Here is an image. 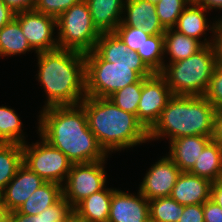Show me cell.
<instances>
[{
    "label": "cell",
    "instance_id": "d590c367",
    "mask_svg": "<svg viewBox=\"0 0 222 222\" xmlns=\"http://www.w3.org/2000/svg\"><path fill=\"white\" fill-rule=\"evenodd\" d=\"M204 222H222V208L211 199L203 203Z\"/></svg>",
    "mask_w": 222,
    "mask_h": 222
},
{
    "label": "cell",
    "instance_id": "d6a6232c",
    "mask_svg": "<svg viewBox=\"0 0 222 222\" xmlns=\"http://www.w3.org/2000/svg\"><path fill=\"white\" fill-rule=\"evenodd\" d=\"M204 97L215 107L222 109V66H216Z\"/></svg>",
    "mask_w": 222,
    "mask_h": 222
},
{
    "label": "cell",
    "instance_id": "8fae6325",
    "mask_svg": "<svg viewBox=\"0 0 222 222\" xmlns=\"http://www.w3.org/2000/svg\"><path fill=\"white\" fill-rule=\"evenodd\" d=\"M20 24L23 35L36 53L58 49V40L53 37L57 19L36 10L19 12L14 17Z\"/></svg>",
    "mask_w": 222,
    "mask_h": 222
},
{
    "label": "cell",
    "instance_id": "484cf974",
    "mask_svg": "<svg viewBox=\"0 0 222 222\" xmlns=\"http://www.w3.org/2000/svg\"><path fill=\"white\" fill-rule=\"evenodd\" d=\"M22 122L18 114L8 107H0V142L2 143H18L23 145L26 143L22 132Z\"/></svg>",
    "mask_w": 222,
    "mask_h": 222
},
{
    "label": "cell",
    "instance_id": "9c48e42d",
    "mask_svg": "<svg viewBox=\"0 0 222 222\" xmlns=\"http://www.w3.org/2000/svg\"><path fill=\"white\" fill-rule=\"evenodd\" d=\"M73 164L64 186L63 197L74 208L84 198L105 188L106 172L104 162Z\"/></svg>",
    "mask_w": 222,
    "mask_h": 222
},
{
    "label": "cell",
    "instance_id": "603a6c76",
    "mask_svg": "<svg viewBox=\"0 0 222 222\" xmlns=\"http://www.w3.org/2000/svg\"><path fill=\"white\" fill-rule=\"evenodd\" d=\"M207 10L195 3H190L178 18L175 30L199 41L206 30L214 31V25L209 27L205 16Z\"/></svg>",
    "mask_w": 222,
    "mask_h": 222
},
{
    "label": "cell",
    "instance_id": "74e56055",
    "mask_svg": "<svg viewBox=\"0 0 222 222\" xmlns=\"http://www.w3.org/2000/svg\"><path fill=\"white\" fill-rule=\"evenodd\" d=\"M15 14L35 10V0H2Z\"/></svg>",
    "mask_w": 222,
    "mask_h": 222
},
{
    "label": "cell",
    "instance_id": "4dcf8cb0",
    "mask_svg": "<svg viewBox=\"0 0 222 222\" xmlns=\"http://www.w3.org/2000/svg\"><path fill=\"white\" fill-rule=\"evenodd\" d=\"M114 33L126 44L129 50L137 52L143 61V45L150 36L142 28L125 26L122 22Z\"/></svg>",
    "mask_w": 222,
    "mask_h": 222
},
{
    "label": "cell",
    "instance_id": "44dd1931",
    "mask_svg": "<svg viewBox=\"0 0 222 222\" xmlns=\"http://www.w3.org/2000/svg\"><path fill=\"white\" fill-rule=\"evenodd\" d=\"M114 189L100 190L80 201L73 209L86 222H107Z\"/></svg>",
    "mask_w": 222,
    "mask_h": 222
},
{
    "label": "cell",
    "instance_id": "ba28073f",
    "mask_svg": "<svg viewBox=\"0 0 222 222\" xmlns=\"http://www.w3.org/2000/svg\"><path fill=\"white\" fill-rule=\"evenodd\" d=\"M41 142L22 145L23 164L37 173L44 181L63 186L72 167V162L59 149L51 146L42 137Z\"/></svg>",
    "mask_w": 222,
    "mask_h": 222
},
{
    "label": "cell",
    "instance_id": "9a60e30c",
    "mask_svg": "<svg viewBox=\"0 0 222 222\" xmlns=\"http://www.w3.org/2000/svg\"><path fill=\"white\" fill-rule=\"evenodd\" d=\"M211 181L189 172H181L170 197L180 205L203 204L210 199Z\"/></svg>",
    "mask_w": 222,
    "mask_h": 222
},
{
    "label": "cell",
    "instance_id": "2e32d148",
    "mask_svg": "<svg viewBox=\"0 0 222 222\" xmlns=\"http://www.w3.org/2000/svg\"><path fill=\"white\" fill-rule=\"evenodd\" d=\"M124 12L126 18H122L125 26L142 28L150 35L164 34L166 29L162 26L156 13L155 4L145 0H125Z\"/></svg>",
    "mask_w": 222,
    "mask_h": 222
},
{
    "label": "cell",
    "instance_id": "7c38bea8",
    "mask_svg": "<svg viewBox=\"0 0 222 222\" xmlns=\"http://www.w3.org/2000/svg\"><path fill=\"white\" fill-rule=\"evenodd\" d=\"M181 172L169 156L161 158L150 167L138 191L149 201L170 196Z\"/></svg>",
    "mask_w": 222,
    "mask_h": 222
},
{
    "label": "cell",
    "instance_id": "ffe728a7",
    "mask_svg": "<svg viewBox=\"0 0 222 222\" xmlns=\"http://www.w3.org/2000/svg\"><path fill=\"white\" fill-rule=\"evenodd\" d=\"M198 41L194 38L188 37L182 33L177 32L174 28L166 29L164 33V52L170 55V63L184 60L191 55L197 53L206 45H211L213 42Z\"/></svg>",
    "mask_w": 222,
    "mask_h": 222
},
{
    "label": "cell",
    "instance_id": "8d00e7d4",
    "mask_svg": "<svg viewBox=\"0 0 222 222\" xmlns=\"http://www.w3.org/2000/svg\"><path fill=\"white\" fill-rule=\"evenodd\" d=\"M214 24V39L212 46L215 51L216 64L222 66V19L216 21Z\"/></svg>",
    "mask_w": 222,
    "mask_h": 222
},
{
    "label": "cell",
    "instance_id": "7bdbcfd3",
    "mask_svg": "<svg viewBox=\"0 0 222 222\" xmlns=\"http://www.w3.org/2000/svg\"><path fill=\"white\" fill-rule=\"evenodd\" d=\"M198 6L205 8L207 11L214 9H222V0H191Z\"/></svg>",
    "mask_w": 222,
    "mask_h": 222
},
{
    "label": "cell",
    "instance_id": "7dc6e473",
    "mask_svg": "<svg viewBox=\"0 0 222 222\" xmlns=\"http://www.w3.org/2000/svg\"><path fill=\"white\" fill-rule=\"evenodd\" d=\"M2 194H1V191H0V205H3L2 204V196H1Z\"/></svg>",
    "mask_w": 222,
    "mask_h": 222
},
{
    "label": "cell",
    "instance_id": "8992f818",
    "mask_svg": "<svg viewBox=\"0 0 222 222\" xmlns=\"http://www.w3.org/2000/svg\"><path fill=\"white\" fill-rule=\"evenodd\" d=\"M216 66L211 44L184 60L167 64L160 74L173 95L204 96Z\"/></svg>",
    "mask_w": 222,
    "mask_h": 222
},
{
    "label": "cell",
    "instance_id": "f35d334b",
    "mask_svg": "<svg viewBox=\"0 0 222 222\" xmlns=\"http://www.w3.org/2000/svg\"><path fill=\"white\" fill-rule=\"evenodd\" d=\"M9 222H45L44 210L37 215H24L17 210L9 213Z\"/></svg>",
    "mask_w": 222,
    "mask_h": 222
},
{
    "label": "cell",
    "instance_id": "4fadbf2b",
    "mask_svg": "<svg viewBox=\"0 0 222 222\" xmlns=\"http://www.w3.org/2000/svg\"><path fill=\"white\" fill-rule=\"evenodd\" d=\"M107 222H150L149 200L115 189Z\"/></svg>",
    "mask_w": 222,
    "mask_h": 222
},
{
    "label": "cell",
    "instance_id": "60d3db41",
    "mask_svg": "<svg viewBox=\"0 0 222 222\" xmlns=\"http://www.w3.org/2000/svg\"><path fill=\"white\" fill-rule=\"evenodd\" d=\"M213 139L222 146V109L217 110L215 113Z\"/></svg>",
    "mask_w": 222,
    "mask_h": 222
},
{
    "label": "cell",
    "instance_id": "d6986e66",
    "mask_svg": "<svg viewBox=\"0 0 222 222\" xmlns=\"http://www.w3.org/2000/svg\"><path fill=\"white\" fill-rule=\"evenodd\" d=\"M189 173L213 183L222 181V146L212 139L196 159Z\"/></svg>",
    "mask_w": 222,
    "mask_h": 222
},
{
    "label": "cell",
    "instance_id": "52a82bcc",
    "mask_svg": "<svg viewBox=\"0 0 222 222\" xmlns=\"http://www.w3.org/2000/svg\"><path fill=\"white\" fill-rule=\"evenodd\" d=\"M58 47L83 54L93 51L102 34L94 25L89 6L80 0L57 18Z\"/></svg>",
    "mask_w": 222,
    "mask_h": 222
},
{
    "label": "cell",
    "instance_id": "cb8c5ba5",
    "mask_svg": "<svg viewBox=\"0 0 222 222\" xmlns=\"http://www.w3.org/2000/svg\"><path fill=\"white\" fill-rule=\"evenodd\" d=\"M31 50L33 49L15 18L0 29V56L25 54Z\"/></svg>",
    "mask_w": 222,
    "mask_h": 222
},
{
    "label": "cell",
    "instance_id": "ee69618b",
    "mask_svg": "<svg viewBox=\"0 0 222 222\" xmlns=\"http://www.w3.org/2000/svg\"><path fill=\"white\" fill-rule=\"evenodd\" d=\"M63 222H86V220L73 209Z\"/></svg>",
    "mask_w": 222,
    "mask_h": 222
},
{
    "label": "cell",
    "instance_id": "bcb514c9",
    "mask_svg": "<svg viewBox=\"0 0 222 222\" xmlns=\"http://www.w3.org/2000/svg\"><path fill=\"white\" fill-rule=\"evenodd\" d=\"M145 1H148V2L156 5L160 0H145Z\"/></svg>",
    "mask_w": 222,
    "mask_h": 222
},
{
    "label": "cell",
    "instance_id": "ac0fdd59",
    "mask_svg": "<svg viewBox=\"0 0 222 222\" xmlns=\"http://www.w3.org/2000/svg\"><path fill=\"white\" fill-rule=\"evenodd\" d=\"M94 25L101 33L114 32L121 23L124 0H85ZM122 16V17H121Z\"/></svg>",
    "mask_w": 222,
    "mask_h": 222
},
{
    "label": "cell",
    "instance_id": "7a4b0ae2",
    "mask_svg": "<svg viewBox=\"0 0 222 222\" xmlns=\"http://www.w3.org/2000/svg\"><path fill=\"white\" fill-rule=\"evenodd\" d=\"M39 118L40 137L61 150L72 164L106 159L107 153L89 129L86 113L80 104L43 108Z\"/></svg>",
    "mask_w": 222,
    "mask_h": 222
},
{
    "label": "cell",
    "instance_id": "83f0119b",
    "mask_svg": "<svg viewBox=\"0 0 222 222\" xmlns=\"http://www.w3.org/2000/svg\"><path fill=\"white\" fill-rule=\"evenodd\" d=\"M164 34L150 35L143 45V62L153 73H161L166 66L164 56Z\"/></svg>",
    "mask_w": 222,
    "mask_h": 222
},
{
    "label": "cell",
    "instance_id": "f1b7e54d",
    "mask_svg": "<svg viewBox=\"0 0 222 222\" xmlns=\"http://www.w3.org/2000/svg\"><path fill=\"white\" fill-rule=\"evenodd\" d=\"M142 91V78L133 84L127 85L108 97L117 107L130 112L137 117V109Z\"/></svg>",
    "mask_w": 222,
    "mask_h": 222
},
{
    "label": "cell",
    "instance_id": "4316f807",
    "mask_svg": "<svg viewBox=\"0 0 222 222\" xmlns=\"http://www.w3.org/2000/svg\"><path fill=\"white\" fill-rule=\"evenodd\" d=\"M183 211L184 205L170 196L149 201L150 222H178Z\"/></svg>",
    "mask_w": 222,
    "mask_h": 222
},
{
    "label": "cell",
    "instance_id": "30bf717a",
    "mask_svg": "<svg viewBox=\"0 0 222 222\" xmlns=\"http://www.w3.org/2000/svg\"><path fill=\"white\" fill-rule=\"evenodd\" d=\"M173 96L166 79L160 73L142 78V91L137 109V119L149 131Z\"/></svg>",
    "mask_w": 222,
    "mask_h": 222
},
{
    "label": "cell",
    "instance_id": "f6af8a7d",
    "mask_svg": "<svg viewBox=\"0 0 222 222\" xmlns=\"http://www.w3.org/2000/svg\"><path fill=\"white\" fill-rule=\"evenodd\" d=\"M9 213L4 205H0V222H9Z\"/></svg>",
    "mask_w": 222,
    "mask_h": 222
},
{
    "label": "cell",
    "instance_id": "f546056e",
    "mask_svg": "<svg viewBox=\"0 0 222 222\" xmlns=\"http://www.w3.org/2000/svg\"><path fill=\"white\" fill-rule=\"evenodd\" d=\"M191 0H160L156 5V13L165 29L175 28L178 18Z\"/></svg>",
    "mask_w": 222,
    "mask_h": 222
},
{
    "label": "cell",
    "instance_id": "6da1fadb",
    "mask_svg": "<svg viewBox=\"0 0 222 222\" xmlns=\"http://www.w3.org/2000/svg\"><path fill=\"white\" fill-rule=\"evenodd\" d=\"M154 73L137 52L114 33H102L93 51L85 54L86 96L108 98L127 85Z\"/></svg>",
    "mask_w": 222,
    "mask_h": 222
},
{
    "label": "cell",
    "instance_id": "836d02e7",
    "mask_svg": "<svg viewBox=\"0 0 222 222\" xmlns=\"http://www.w3.org/2000/svg\"><path fill=\"white\" fill-rule=\"evenodd\" d=\"M73 207L62 196L56 203L44 210L45 222H63Z\"/></svg>",
    "mask_w": 222,
    "mask_h": 222
},
{
    "label": "cell",
    "instance_id": "d4e9b609",
    "mask_svg": "<svg viewBox=\"0 0 222 222\" xmlns=\"http://www.w3.org/2000/svg\"><path fill=\"white\" fill-rule=\"evenodd\" d=\"M22 164V145L0 142V191L13 179Z\"/></svg>",
    "mask_w": 222,
    "mask_h": 222
},
{
    "label": "cell",
    "instance_id": "5b68a950",
    "mask_svg": "<svg viewBox=\"0 0 222 222\" xmlns=\"http://www.w3.org/2000/svg\"><path fill=\"white\" fill-rule=\"evenodd\" d=\"M215 113V107L204 96L173 95L148 131V139L214 136Z\"/></svg>",
    "mask_w": 222,
    "mask_h": 222
},
{
    "label": "cell",
    "instance_id": "7402d4cb",
    "mask_svg": "<svg viewBox=\"0 0 222 222\" xmlns=\"http://www.w3.org/2000/svg\"><path fill=\"white\" fill-rule=\"evenodd\" d=\"M63 196L62 185L45 182L18 208L24 215H37L52 206Z\"/></svg>",
    "mask_w": 222,
    "mask_h": 222
},
{
    "label": "cell",
    "instance_id": "e0dca14e",
    "mask_svg": "<svg viewBox=\"0 0 222 222\" xmlns=\"http://www.w3.org/2000/svg\"><path fill=\"white\" fill-rule=\"evenodd\" d=\"M213 136H184L170 141L169 158L182 172H189Z\"/></svg>",
    "mask_w": 222,
    "mask_h": 222
},
{
    "label": "cell",
    "instance_id": "277c9868",
    "mask_svg": "<svg viewBox=\"0 0 222 222\" xmlns=\"http://www.w3.org/2000/svg\"><path fill=\"white\" fill-rule=\"evenodd\" d=\"M80 105L86 113L89 129L107 154L149 140L148 131L136 115L120 109L110 99L86 96Z\"/></svg>",
    "mask_w": 222,
    "mask_h": 222
},
{
    "label": "cell",
    "instance_id": "ab89813d",
    "mask_svg": "<svg viewBox=\"0 0 222 222\" xmlns=\"http://www.w3.org/2000/svg\"><path fill=\"white\" fill-rule=\"evenodd\" d=\"M15 17V13L0 0V29Z\"/></svg>",
    "mask_w": 222,
    "mask_h": 222
},
{
    "label": "cell",
    "instance_id": "3957f363",
    "mask_svg": "<svg viewBox=\"0 0 222 222\" xmlns=\"http://www.w3.org/2000/svg\"><path fill=\"white\" fill-rule=\"evenodd\" d=\"M37 56V77L47 95L44 108L79 105L86 97L85 54L58 48Z\"/></svg>",
    "mask_w": 222,
    "mask_h": 222
},
{
    "label": "cell",
    "instance_id": "b9f144b4",
    "mask_svg": "<svg viewBox=\"0 0 222 222\" xmlns=\"http://www.w3.org/2000/svg\"><path fill=\"white\" fill-rule=\"evenodd\" d=\"M210 199L222 208V181L212 183Z\"/></svg>",
    "mask_w": 222,
    "mask_h": 222
},
{
    "label": "cell",
    "instance_id": "e575fe53",
    "mask_svg": "<svg viewBox=\"0 0 222 222\" xmlns=\"http://www.w3.org/2000/svg\"><path fill=\"white\" fill-rule=\"evenodd\" d=\"M178 222H204L203 204L184 205Z\"/></svg>",
    "mask_w": 222,
    "mask_h": 222
},
{
    "label": "cell",
    "instance_id": "5bb4252c",
    "mask_svg": "<svg viewBox=\"0 0 222 222\" xmlns=\"http://www.w3.org/2000/svg\"><path fill=\"white\" fill-rule=\"evenodd\" d=\"M45 182L37 173L22 164L13 179L1 191L2 204L9 212L18 210L27 198Z\"/></svg>",
    "mask_w": 222,
    "mask_h": 222
},
{
    "label": "cell",
    "instance_id": "1f68e13d",
    "mask_svg": "<svg viewBox=\"0 0 222 222\" xmlns=\"http://www.w3.org/2000/svg\"><path fill=\"white\" fill-rule=\"evenodd\" d=\"M80 0H35V10L57 19Z\"/></svg>",
    "mask_w": 222,
    "mask_h": 222
}]
</instances>
